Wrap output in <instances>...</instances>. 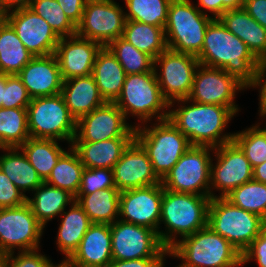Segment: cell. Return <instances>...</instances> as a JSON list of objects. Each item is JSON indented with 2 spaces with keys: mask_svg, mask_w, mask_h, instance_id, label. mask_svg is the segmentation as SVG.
<instances>
[{
  "mask_svg": "<svg viewBox=\"0 0 266 267\" xmlns=\"http://www.w3.org/2000/svg\"><path fill=\"white\" fill-rule=\"evenodd\" d=\"M197 59L200 65L223 69L246 89L254 83L260 63L248 46L219 19H213L209 23Z\"/></svg>",
  "mask_w": 266,
  "mask_h": 267,
  "instance_id": "obj_1",
  "label": "cell"
},
{
  "mask_svg": "<svg viewBox=\"0 0 266 267\" xmlns=\"http://www.w3.org/2000/svg\"><path fill=\"white\" fill-rule=\"evenodd\" d=\"M168 112V120L191 145L215 148L233 141L234 134L222 135L228 122L236 115L229 107L193 102Z\"/></svg>",
  "mask_w": 266,
  "mask_h": 267,
  "instance_id": "obj_2",
  "label": "cell"
},
{
  "mask_svg": "<svg viewBox=\"0 0 266 267\" xmlns=\"http://www.w3.org/2000/svg\"><path fill=\"white\" fill-rule=\"evenodd\" d=\"M210 200V196L164 189L160 224L163 222L167 231H159L158 236L166 249L177 243V234L183 239L208 225Z\"/></svg>",
  "mask_w": 266,
  "mask_h": 267,
  "instance_id": "obj_3",
  "label": "cell"
},
{
  "mask_svg": "<svg viewBox=\"0 0 266 267\" xmlns=\"http://www.w3.org/2000/svg\"><path fill=\"white\" fill-rule=\"evenodd\" d=\"M169 256L182 259L179 267H238L241 253L225 238L205 226L183 238L169 250Z\"/></svg>",
  "mask_w": 266,
  "mask_h": 267,
  "instance_id": "obj_4",
  "label": "cell"
},
{
  "mask_svg": "<svg viewBox=\"0 0 266 267\" xmlns=\"http://www.w3.org/2000/svg\"><path fill=\"white\" fill-rule=\"evenodd\" d=\"M213 19L192 5L190 0H172L164 28L167 47L197 57L202 50L206 29Z\"/></svg>",
  "mask_w": 266,
  "mask_h": 267,
  "instance_id": "obj_5",
  "label": "cell"
},
{
  "mask_svg": "<svg viewBox=\"0 0 266 267\" xmlns=\"http://www.w3.org/2000/svg\"><path fill=\"white\" fill-rule=\"evenodd\" d=\"M208 226L228 240L241 254L266 226L259 215L233 205L226 198H211Z\"/></svg>",
  "mask_w": 266,
  "mask_h": 267,
  "instance_id": "obj_6",
  "label": "cell"
},
{
  "mask_svg": "<svg viewBox=\"0 0 266 267\" xmlns=\"http://www.w3.org/2000/svg\"><path fill=\"white\" fill-rule=\"evenodd\" d=\"M114 103L125 118L130 113L139 116L142 123L156 114L157 121L166 120L169 116V112L164 110L169 109V102L162 95L155 70L126 75L122 91Z\"/></svg>",
  "mask_w": 266,
  "mask_h": 267,
  "instance_id": "obj_7",
  "label": "cell"
},
{
  "mask_svg": "<svg viewBox=\"0 0 266 267\" xmlns=\"http://www.w3.org/2000/svg\"><path fill=\"white\" fill-rule=\"evenodd\" d=\"M158 123L151 128L134 127L135 139L147 151L154 173L162 180L192 145L168 119Z\"/></svg>",
  "mask_w": 266,
  "mask_h": 267,
  "instance_id": "obj_8",
  "label": "cell"
},
{
  "mask_svg": "<svg viewBox=\"0 0 266 267\" xmlns=\"http://www.w3.org/2000/svg\"><path fill=\"white\" fill-rule=\"evenodd\" d=\"M28 131L31 138L67 140L76 135V120L69 113L62 94L32 98L27 106Z\"/></svg>",
  "mask_w": 266,
  "mask_h": 267,
  "instance_id": "obj_9",
  "label": "cell"
},
{
  "mask_svg": "<svg viewBox=\"0 0 266 267\" xmlns=\"http://www.w3.org/2000/svg\"><path fill=\"white\" fill-rule=\"evenodd\" d=\"M211 149L214 147L192 145L161 180L163 188L215 198L210 186Z\"/></svg>",
  "mask_w": 266,
  "mask_h": 267,
  "instance_id": "obj_10",
  "label": "cell"
},
{
  "mask_svg": "<svg viewBox=\"0 0 266 267\" xmlns=\"http://www.w3.org/2000/svg\"><path fill=\"white\" fill-rule=\"evenodd\" d=\"M43 228L28 202L0 209V255L14 254L15 247L21 251L39 249Z\"/></svg>",
  "mask_w": 266,
  "mask_h": 267,
  "instance_id": "obj_11",
  "label": "cell"
},
{
  "mask_svg": "<svg viewBox=\"0 0 266 267\" xmlns=\"http://www.w3.org/2000/svg\"><path fill=\"white\" fill-rule=\"evenodd\" d=\"M111 247L112 260L165 257L169 254L156 231L120 219L111 224Z\"/></svg>",
  "mask_w": 266,
  "mask_h": 267,
  "instance_id": "obj_12",
  "label": "cell"
},
{
  "mask_svg": "<svg viewBox=\"0 0 266 267\" xmlns=\"http://www.w3.org/2000/svg\"><path fill=\"white\" fill-rule=\"evenodd\" d=\"M157 64L161 68L159 75L156 69ZM199 65L196 56L176 52L169 48L154 59L156 78L163 97L169 102V108L173 107L174 101L189 97L195 71Z\"/></svg>",
  "mask_w": 266,
  "mask_h": 267,
  "instance_id": "obj_13",
  "label": "cell"
},
{
  "mask_svg": "<svg viewBox=\"0 0 266 267\" xmlns=\"http://www.w3.org/2000/svg\"><path fill=\"white\" fill-rule=\"evenodd\" d=\"M125 23V13L113 0H87L76 35L105 47L123 36Z\"/></svg>",
  "mask_w": 266,
  "mask_h": 267,
  "instance_id": "obj_14",
  "label": "cell"
},
{
  "mask_svg": "<svg viewBox=\"0 0 266 267\" xmlns=\"http://www.w3.org/2000/svg\"><path fill=\"white\" fill-rule=\"evenodd\" d=\"M244 88L246 87L241 82L223 69L199 65L189 97L177 101L184 104L191 100L196 103L226 106L236 114L239 108L233 102L235 93Z\"/></svg>",
  "mask_w": 266,
  "mask_h": 267,
  "instance_id": "obj_15",
  "label": "cell"
},
{
  "mask_svg": "<svg viewBox=\"0 0 266 267\" xmlns=\"http://www.w3.org/2000/svg\"><path fill=\"white\" fill-rule=\"evenodd\" d=\"M72 142H100L119 137H135V127L126 123L124 113L114 102H105L76 122ZM80 128V129H79Z\"/></svg>",
  "mask_w": 266,
  "mask_h": 267,
  "instance_id": "obj_16",
  "label": "cell"
},
{
  "mask_svg": "<svg viewBox=\"0 0 266 267\" xmlns=\"http://www.w3.org/2000/svg\"><path fill=\"white\" fill-rule=\"evenodd\" d=\"M214 150L218 161L215 166L211 163L210 186L221 191L216 197L225 198L235 188L253 179V167L234 141Z\"/></svg>",
  "mask_w": 266,
  "mask_h": 267,
  "instance_id": "obj_17",
  "label": "cell"
},
{
  "mask_svg": "<svg viewBox=\"0 0 266 267\" xmlns=\"http://www.w3.org/2000/svg\"><path fill=\"white\" fill-rule=\"evenodd\" d=\"M164 188L155 184L120 192V220L153 229L157 233L160 225L161 202Z\"/></svg>",
  "mask_w": 266,
  "mask_h": 267,
  "instance_id": "obj_18",
  "label": "cell"
},
{
  "mask_svg": "<svg viewBox=\"0 0 266 267\" xmlns=\"http://www.w3.org/2000/svg\"><path fill=\"white\" fill-rule=\"evenodd\" d=\"M7 21L34 57L55 53L60 37L42 17L29 7L12 10V12L10 10L7 13Z\"/></svg>",
  "mask_w": 266,
  "mask_h": 267,
  "instance_id": "obj_19",
  "label": "cell"
},
{
  "mask_svg": "<svg viewBox=\"0 0 266 267\" xmlns=\"http://www.w3.org/2000/svg\"><path fill=\"white\" fill-rule=\"evenodd\" d=\"M112 170L115 186L120 192L161 183L153 171L147 151L136 139L123 152Z\"/></svg>",
  "mask_w": 266,
  "mask_h": 267,
  "instance_id": "obj_20",
  "label": "cell"
},
{
  "mask_svg": "<svg viewBox=\"0 0 266 267\" xmlns=\"http://www.w3.org/2000/svg\"><path fill=\"white\" fill-rule=\"evenodd\" d=\"M102 47L99 42L78 35L61 37L54 54L63 81L91 75L96 55Z\"/></svg>",
  "mask_w": 266,
  "mask_h": 267,
  "instance_id": "obj_21",
  "label": "cell"
},
{
  "mask_svg": "<svg viewBox=\"0 0 266 267\" xmlns=\"http://www.w3.org/2000/svg\"><path fill=\"white\" fill-rule=\"evenodd\" d=\"M17 76L31 98L61 93L63 79L55 54L33 57Z\"/></svg>",
  "mask_w": 266,
  "mask_h": 267,
  "instance_id": "obj_22",
  "label": "cell"
},
{
  "mask_svg": "<svg viewBox=\"0 0 266 267\" xmlns=\"http://www.w3.org/2000/svg\"><path fill=\"white\" fill-rule=\"evenodd\" d=\"M67 260L73 267H108L112 261L111 225L92 223Z\"/></svg>",
  "mask_w": 266,
  "mask_h": 267,
  "instance_id": "obj_23",
  "label": "cell"
},
{
  "mask_svg": "<svg viewBox=\"0 0 266 267\" xmlns=\"http://www.w3.org/2000/svg\"><path fill=\"white\" fill-rule=\"evenodd\" d=\"M235 36L239 37L259 60H266V29L242 8L227 10L218 18Z\"/></svg>",
  "mask_w": 266,
  "mask_h": 267,
  "instance_id": "obj_24",
  "label": "cell"
},
{
  "mask_svg": "<svg viewBox=\"0 0 266 267\" xmlns=\"http://www.w3.org/2000/svg\"><path fill=\"white\" fill-rule=\"evenodd\" d=\"M61 94L76 121L105 103L92 74L63 81Z\"/></svg>",
  "mask_w": 266,
  "mask_h": 267,
  "instance_id": "obj_25",
  "label": "cell"
},
{
  "mask_svg": "<svg viewBox=\"0 0 266 267\" xmlns=\"http://www.w3.org/2000/svg\"><path fill=\"white\" fill-rule=\"evenodd\" d=\"M135 137H119L100 142H72L85 168H110L120 160Z\"/></svg>",
  "mask_w": 266,
  "mask_h": 267,
  "instance_id": "obj_26",
  "label": "cell"
},
{
  "mask_svg": "<svg viewBox=\"0 0 266 267\" xmlns=\"http://www.w3.org/2000/svg\"><path fill=\"white\" fill-rule=\"evenodd\" d=\"M92 75L105 102H115L122 91L126 73L106 46L96 55Z\"/></svg>",
  "mask_w": 266,
  "mask_h": 267,
  "instance_id": "obj_27",
  "label": "cell"
},
{
  "mask_svg": "<svg viewBox=\"0 0 266 267\" xmlns=\"http://www.w3.org/2000/svg\"><path fill=\"white\" fill-rule=\"evenodd\" d=\"M74 199L92 223L111 225L119 216L120 191L117 188H107L87 195H76Z\"/></svg>",
  "mask_w": 266,
  "mask_h": 267,
  "instance_id": "obj_28",
  "label": "cell"
},
{
  "mask_svg": "<svg viewBox=\"0 0 266 267\" xmlns=\"http://www.w3.org/2000/svg\"><path fill=\"white\" fill-rule=\"evenodd\" d=\"M0 149L8 152L0 156V170L22 194L26 191H34L43 183L25 154L18 152V147Z\"/></svg>",
  "mask_w": 266,
  "mask_h": 267,
  "instance_id": "obj_29",
  "label": "cell"
},
{
  "mask_svg": "<svg viewBox=\"0 0 266 267\" xmlns=\"http://www.w3.org/2000/svg\"><path fill=\"white\" fill-rule=\"evenodd\" d=\"M72 204L68 212L63 211L60 215L63 219L57 235L58 248L66 255L65 259H68L78 248L92 224L82 207L76 201H73Z\"/></svg>",
  "mask_w": 266,
  "mask_h": 267,
  "instance_id": "obj_30",
  "label": "cell"
},
{
  "mask_svg": "<svg viewBox=\"0 0 266 267\" xmlns=\"http://www.w3.org/2000/svg\"><path fill=\"white\" fill-rule=\"evenodd\" d=\"M34 192V198L27 197V202L37 220L44 227L49 220L61 214L69 203L75 201L74 196L67 190L49 185L46 182H43Z\"/></svg>",
  "mask_w": 266,
  "mask_h": 267,
  "instance_id": "obj_31",
  "label": "cell"
},
{
  "mask_svg": "<svg viewBox=\"0 0 266 267\" xmlns=\"http://www.w3.org/2000/svg\"><path fill=\"white\" fill-rule=\"evenodd\" d=\"M33 57L6 21L0 28V72L17 75Z\"/></svg>",
  "mask_w": 266,
  "mask_h": 267,
  "instance_id": "obj_32",
  "label": "cell"
},
{
  "mask_svg": "<svg viewBox=\"0 0 266 267\" xmlns=\"http://www.w3.org/2000/svg\"><path fill=\"white\" fill-rule=\"evenodd\" d=\"M19 150L25 154L43 182L48 179L59 158L66 152L56 140L31 137Z\"/></svg>",
  "mask_w": 266,
  "mask_h": 267,
  "instance_id": "obj_33",
  "label": "cell"
},
{
  "mask_svg": "<svg viewBox=\"0 0 266 267\" xmlns=\"http://www.w3.org/2000/svg\"><path fill=\"white\" fill-rule=\"evenodd\" d=\"M122 37L153 59L168 48L164 28L151 24L126 20Z\"/></svg>",
  "mask_w": 266,
  "mask_h": 267,
  "instance_id": "obj_34",
  "label": "cell"
},
{
  "mask_svg": "<svg viewBox=\"0 0 266 267\" xmlns=\"http://www.w3.org/2000/svg\"><path fill=\"white\" fill-rule=\"evenodd\" d=\"M70 149V153L65 152L59 158L58 163L52 169L50 176L45 182L57 188L67 190L75 197L79 191L85 167L76 151L72 147Z\"/></svg>",
  "mask_w": 266,
  "mask_h": 267,
  "instance_id": "obj_35",
  "label": "cell"
},
{
  "mask_svg": "<svg viewBox=\"0 0 266 267\" xmlns=\"http://www.w3.org/2000/svg\"><path fill=\"white\" fill-rule=\"evenodd\" d=\"M30 138L27 108H0V148L20 147Z\"/></svg>",
  "mask_w": 266,
  "mask_h": 267,
  "instance_id": "obj_36",
  "label": "cell"
},
{
  "mask_svg": "<svg viewBox=\"0 0 266 267\" xmlns=\"http://www.w3.org/2000/svg\"><path fill=\"white\" fill-rule=\"evenodd\" d=\"M106 47L116 57L126 75L154 70V59L147 53L139 51L123 37L111 41Z\"/></svg>",
  "mask_w": 266,
  "mask_h": 267,
  "instance_id": "obj_37",
  "label": "cell"
},
{
  "mask_svg": "<svg viewBox=\"0 0 266 267\" xmlns=\"http://www.w3.org/2000/svg\"><path fill=\"white\" fill-rule=\"evenodd\" d=\"M225 198L233 205L257 214L266 221V184L252 179L235 188Z\"/></svg>",
  "mask_w": 266,
  "mask_h": 267,
  "instance_id": "obj_38",
  "label": "cell"
},
{
  "mask_svg": "<svg viewBox=\"0 0 266 267\" xmlns=\"http://www.w3.org/2000/svg\"><path fill=\"white\" fill-rule=\"evenodd\" d=\"M172 0H125L129 13L126 20L138 21L165 28Z\"/></svg>",
  "mask_w": 266,
  "mask_h": 267,
  "instance_id": "obj_39",
  "label": "cell"
},
{
  "mask_svg": "<svg viewBox=\"0 0 266 267\" xmlns=\"http://www.w3.org/2000/svg\"><path fill=\"white\" fill-rule=\"evenodd\" d=\"M29 8L42 17L60 38L76 35V26L57 0H31Z\"/></svg>",
  "mask_w": 266,
  "mask_h": 267,
  "instance_id": "obj_40",
  "label": "cell"
},
{
  "mask_svg": "<svg viewBox=\"0 0 266 267\" xmlns=\"http://www.w3.org/2000/svg\"><path fill=\"white\" fill-rule=\"evenodd\" d=\"M233 134V141L244 152L253 168L266 161V128L261 129L257 125Z\"/></svg>",
  "mask_w": 266,
  "mask_h": 267,
  "instance_id": "obj_41",
  "label": "cell"
},
{
  "mask_svg": "<svg viewBox=\"0 0 266 267\" xmlns=\"http://www.w3.org/2000/svg\"><path fill=\"white\" fill-rule=\"evenodd\" d=\"M107 188H116L110 168H85L77 195L92 194Z\"/></svg>",
  "mask_w": 266,
  "mask_h": 267,
  "instance_id": "obj_42",
  "label": "cell"
},
{
  "mask_svg": "<svg viewBox=\"0 0 266 267\" xmlns=\"http://www.w3.org/2000/svg\"><path fill=\"white\" fill-rule=\"evenodd\" d=\"M31 99L21 79L17 75L6 74L2 108H27Z\"/></svg>",
  "mask_w": 266,
  "mask_h": 267,
  "instance_id": "obj_43",
  "label": "cell"
},
{
  "mask_svg": "<svg viewBox=\"0 0 266 267\" xmlns=\"http://www.w3.org/2000/svg\"><path fill=\"white\" fill-rule=\"evenodd\" d=\"M27 197L0 170V209L20 206L27 202Z\"/></svg>",
  "mask_w": 266,
  "mask_h": 267,
  "instance_id": "obj_44",
  "label": "cell"
},
{
  "mask_svg": "<svg viewBox=\"0 0 266 267\" xmlns=\"http://www.w3.org/2000/svg\"><path fill=\"white\" fill-rule=\"evenodd\" d=\"M37 251H20L15 257L13 253L5 255V267H48L51 260Z\"/></svg>",
  "mask_w": 266,
  "mask_h": 267,
  "instance_id": "obj_45",
  "label": "cell"
},
{
  "mask_svg": "<svg viewBox=\"0 0 266 267\" xmlns=\"http://www.w3.org/2000/svg\"><path fill=\"white\" fill-rule=\"evenodd\" d=\"M241 258L242 265L254 258L259 267H266V226L249 247L241 254Z\"/></svg>",
  "mask_w": 266,
  "mask_h": 267,
  "instance_id": "obj_46",
  "label": "cell"
},
{
  "mask_svg": "<svg viewBox=\"0 0 266 267\" xmlns=\"http://www.w3.org/2000/svg\"><path fill=\"white\" fill-rule=\"evenodd\" d=\"M70 21L77 26L83 15L87 0H57Z\"/></svg>",
  "mask_w": 266,
  "mask_h": 267,
  "instance_id": "obj_47",
  "label": "cell"
},
{
  "mask_svg": "<svg viewBox=\"0 0 266 267\" xmlns=\"http://www.w3.org/2000/svg\"><path fill=\"white\" fill-rule=\"evenodd\" d=\"M164 257H148L135 260H112L108 267H161Z\"/></svg>",
  "mask_w": 266,
  "mask_h": 267,
  "instance_id": "obj_48",
  "label": "cell"
},
{
  "mask_svg": "<svg viewBox=\"0 0 266 267\" xmlns=\"http://www.w3.org/2000/svg\"><path fill=\"white\" fill-rule=\"evenodd\" d=\"M243 8L266 29V0H244Z\"/></svg>",
  "mask_w": 266,
  "mask_h": 267,
  "instance_id": "obj_49",
  "label": "cell"
},
{
  "mask_svg": "<svg viewBox=\"0 0 266 267\" xmlns=\"http://www.w3.org/2000/svg\"><path fill=\"white\" fill-rule=\"evenodd\" d=\"M266 60L260 61L254 83L251 87L261 86L260 89V116H266ZM265 80V81H263Z\"/></svg>",
  "mask_w": 266,
  "mask_h": 267,
  "instance_id": "obj_50",
  "label": "cell"
},
{
  "mask_svg": "<svg viewBox=\"0 0 266 267\" xmlns=\"http://www.w3.org/2000/svg\"><path fill=\"white\" fill-rule=\"evenodd\" d=\"M31 0H0V9L4 10L6 13L10 9L18 10L29 7Z\"/></svg>",
  "mask_w": 266,
  "mask_h": 267,
  "instance_id": "obj_51",
  "label": "cell"
},
{
  "mask_svg": "<svg viewBox=\"0 0 266 267\" xmlns=\"http://www.w3.org/2000/svg\"><path fill=\"white\" fill-rule=\"evenodd\" d=\"M198 2L200 6H198L197 8L202 13L206 14L205 12H203V10H201L202 8H205L210 13H213L214 19L219 18V0H199Z\"/></svg>",
  "mask_w": 266,
  "mask_h": 267,
  "instance_id": "obj_52",
  "label": "cell"
},
{
  "mask_svg": "<svg viewBox=\"0 0 266 267\" xmlns=\"http://www.w3.org/2000/svg\"><path fill=\"white\" fill-rule=\"evenodd\" d=\"M244 0H219V17L227 10L242 8Z\"/></svg>",
  "mask_w": 266,
  "mask_h": 267,
  "instance_id": "obj_53",
  "label": "cell"
},
{
  "mask_svg": "<svg viewBox=\"0 0 266 267\" xmlns=\"http://www.w3.org/2000/svg\"><path fill=\"white\" fill-rule=\"evenodd\" d=\"M253 179L266 184V161L253 168Z\"/></svg>",
  "mask_w": 266,
  "mask_h": 267,
  "instance_id": "obj_54",
  "label": "cell"
},
{
  "mask_svg": "<svg viewBox=\"0 0 266 267\" xmlns=\"http://www.w3.org/2000/svg\"><path fill=\"white\" fill-rule=\"evenodd\" d=\"M6 86V74L0 72V108L3 103L4 87Z\"/></svg>",
  "mask_w": 266,
  "mask_h": 267,
  "instance_id": "obj_55",
  "label": "cell"
},
{
  "mask_svg": "<svg viewBox=\"0 0 266 267\" xmlns=\"http://www.w3.org/2000/svg\"><path fill=\"white\" fill-rule=\"evenodd\" d=\"M48 267H73V266L67 259H65L60 264L54 265L53 263H51Z\"/></svg>",
  "mask_w": 266,
  "mask_h": 267,
  "instance_id": "obj_56",
  "label": "cell"
},
{
  "mask_svg": "<svg viewBox=\"0 0 266 267\" xmlns=\"http://www.w3.org/2000/svg\"><path fill=\"white\" fill-rule=\"evenodd\" d=\"M7 21V13L0 9V28Z\"/></svg>",
  "mask_w": 266,
  "mask_h": 267,
  "instance_id": "obj_57",
  "label": "cell"
},
{
  "mask_svg": "<svg viewBox=\"0 0 266 267\" xmlns=\"http://www.w3.org/2000/svg\"><path fill=\"white\" fill-rule=\"evenodd\" d=\"M0 267H5V256L0 255Z\"/></svg>",
  "mask_w": 266,
  "mask_h": 267,
  "instance_id": "obj_58",
  "label": "cell"
}]
</instances>
